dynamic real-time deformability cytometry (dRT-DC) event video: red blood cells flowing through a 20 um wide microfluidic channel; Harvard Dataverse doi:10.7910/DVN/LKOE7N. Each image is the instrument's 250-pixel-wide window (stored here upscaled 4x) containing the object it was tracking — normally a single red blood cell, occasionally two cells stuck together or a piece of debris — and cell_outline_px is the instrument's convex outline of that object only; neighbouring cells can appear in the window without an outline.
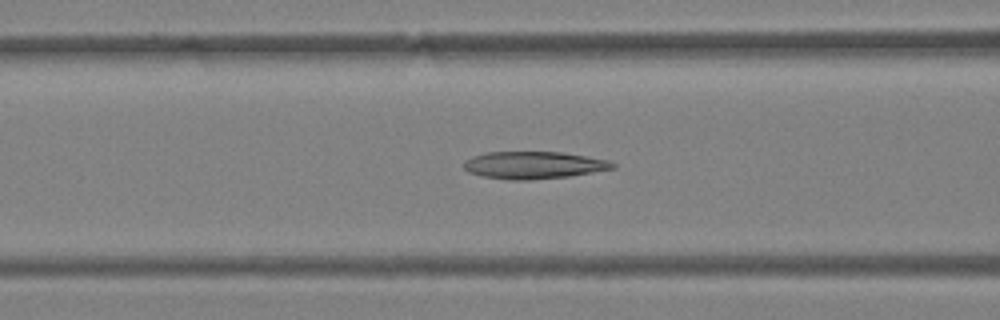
{"species": "Egyptian fruit bat (a non-hibernating species)", "species_latin": "Rousettus aegyptiacus", "temperature_condition": "warm", "stored_images_in_passage": 43, "camera_frame_rate_fps": 3000, "um_per_image_px": 0.085, "animal": {"sex": "female"}, "frame": {"image": 1, "passage_image": 19, "time_ms": 6.0, "image_size_px": [1000, 320], "cell_outline_px": [[616, 168], [568, 176], [532, 180], [508, 180], [484, 176], [468, 172], [464, 168], [464, 160], [472, 156], [488, 152], [560, 152], [608, 160], [616, 164]], "centroid_in_image_um": [45.34, 14.04], "position_along_channel_um": 121.3, "area_um2": 23.58}}
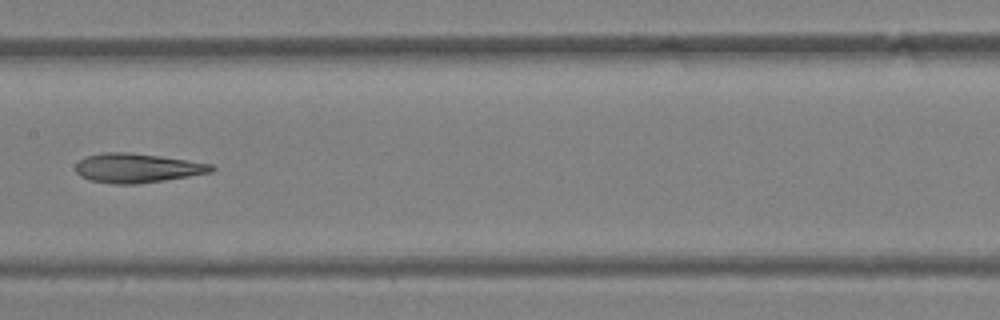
{"frame": {"image": 2, "passage_image": 24, "time_ms": 7.667, "image_size_px": [1000, 320], "cell_outline_px": [[216, 168], [212, 172], [164, 180], [136, 184], [112, 184], [88, 180], [80, 176], [76, 172], [76, 164], [80, 160], [88, 156], [104, 152], [124, 152], [160, 156], [188, 160], [212, 164]], "centroid_in_image_um": [11.65, 14.29], "position_along_channel_um": 195.7, "area_um2": 23.06}}
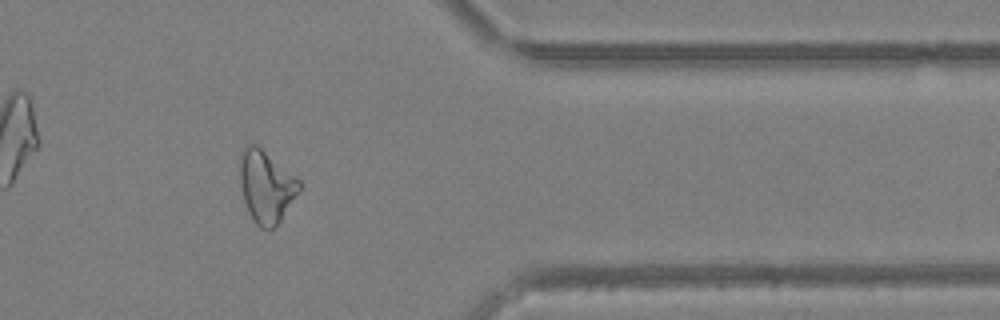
{"frame": {"image": 3, "passage_image": 38, "time_ms": 12.333, "image_size_px": [1000, 320], "cell_outline_px": [[300, 188], [280, 220], [272, 228], [260, 228], [256, 224], [248, 212], [244, 200], [240, 184], [240, 156], [244, 148], [248, 144], [256, 144], [300, 180]], "centroid_in_image_um": [22.59, 15.84], "position_along_channel_um": 388.8, "area_um2": 24.39}, "authors_computed_cell_mechanics": {"area_um2": 25.3742, "velocity_mm_per_s": 4.4652, "shape_relaxation_time_tau1_ms": null, "shape_relaxation_time_tau2_ms": 3.6293, "deformation_change_tau1": null, "deformation_change_tau2": 0.1413}}